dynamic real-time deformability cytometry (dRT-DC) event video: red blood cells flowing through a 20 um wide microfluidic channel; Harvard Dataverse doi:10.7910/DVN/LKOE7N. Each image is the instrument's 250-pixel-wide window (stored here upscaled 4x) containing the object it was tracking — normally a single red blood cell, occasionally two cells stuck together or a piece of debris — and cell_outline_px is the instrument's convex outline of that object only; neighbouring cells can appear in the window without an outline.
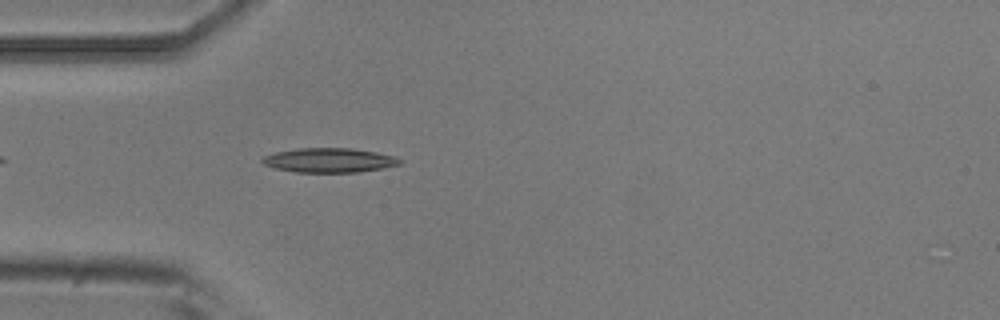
{"species": "common noctule bat (a hibernating species)", "species_latin": "Nyctalus noctula", "temperature_condition": "room temperature", "stored_images_in_passage": 2, "camera_frame_rate_fps": 3000, "um_per_image_px": 0.085, "animal": {"sex": "male", "body_mass_g": 20.5, "forearm_length_mm": 52.5}, "frame": {"image": 1, "passage_image": 2, "time_ms": 0.333, "image_size_px": [1000, 320], "cell_outline_px": [[404, 164], [384, 168], [360, 172], [296, 172], [276, 168], [264, 164], [260, 160], [264, 156], [276, 152], [300, 148], [352, 148], [376, 152], [392, 156], [404, 160]], "centroid_in_image_um": [28.05, 13.62], "position_along_channel_um": 57.0, "area_um2": 19.59}}